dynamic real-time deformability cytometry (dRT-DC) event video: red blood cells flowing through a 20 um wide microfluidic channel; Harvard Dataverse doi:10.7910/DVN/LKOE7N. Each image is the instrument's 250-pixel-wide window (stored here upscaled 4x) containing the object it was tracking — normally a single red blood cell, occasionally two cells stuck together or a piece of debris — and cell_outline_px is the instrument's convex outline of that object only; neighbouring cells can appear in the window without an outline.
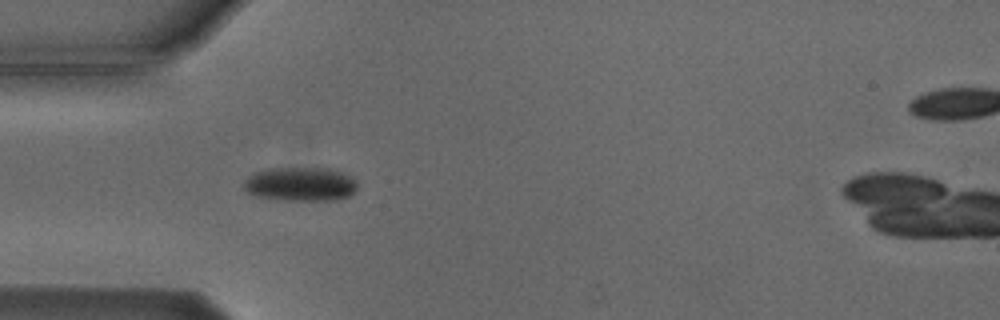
{"species": "Egyptian fruit bat (a non-hibernating species)", "species_latin": "Rousettus aegyptiacus", "temperature_condition": "cold", "stored_images_in_passage": 8, "camera_frame_rate_fps": 3000, "um_per_image_px": 0.085, "animal": {"sex": "male"}, "frame": {"image": 1, "passage_image": 7, "time_ms": 8.0, "image_size_px": [1000, 320], "cell_outline_px": [[356, 188], [348, 196], [336, 200], [284, 200], [256, 196], [248, 192], [244, 188], [244, 180], [252, 172], [268, 168], [332, 168], [344, 172], [352, 176], [356, 180]], "centroid_in_image_um": [25.53, 15.63], "position_along_channel_um": 59.5, "area_um2": 22.72}}